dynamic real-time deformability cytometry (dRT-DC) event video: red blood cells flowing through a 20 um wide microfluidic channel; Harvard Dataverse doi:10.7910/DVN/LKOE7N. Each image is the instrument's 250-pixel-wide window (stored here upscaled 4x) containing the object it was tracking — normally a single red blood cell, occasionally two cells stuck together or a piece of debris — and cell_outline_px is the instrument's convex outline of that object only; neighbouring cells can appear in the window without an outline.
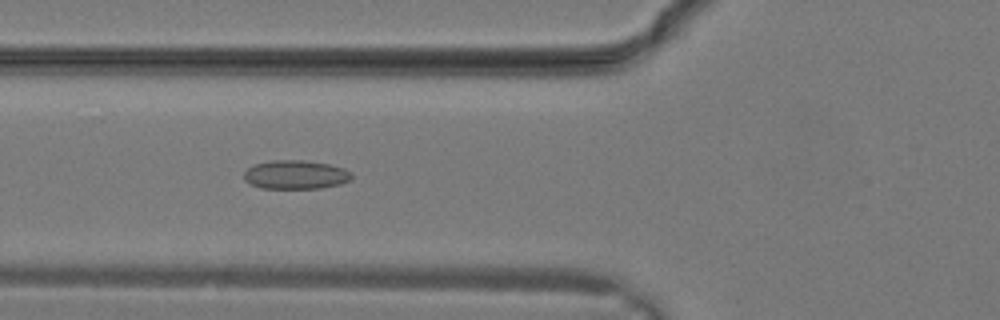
{"species": "common noctule bat (a hibernating species)", "species_latin": "Nyctalus noctula", "temperature_condition": "warm", "stored_images_in_passage": 31, "segment_of_instrument_passage": [1, 2], "camera_frame_rate_fps": 3000, "um_per_image_px": 0.085, "animal": {"sex": "male", "body_mass_g": 19.2, "forearm_length_mm": 51.8}, "frame": {"image": 1, "passage_image": 11, "time_ms": 3.333, "image_size_px": [1000, 320], "cell_outline_px": [[352, 176], [348, 180], [340, 184], [320, 188], [260, 188], [244, 180], [244, 172], [252, 164], [272, 160], [304, 160], [328, 164], [344, 168], [352, 172]], "centroid_in_image_um": [25.11, 14.84], "position_along_channel_um": 100.7, "area_um2": 18.09}}
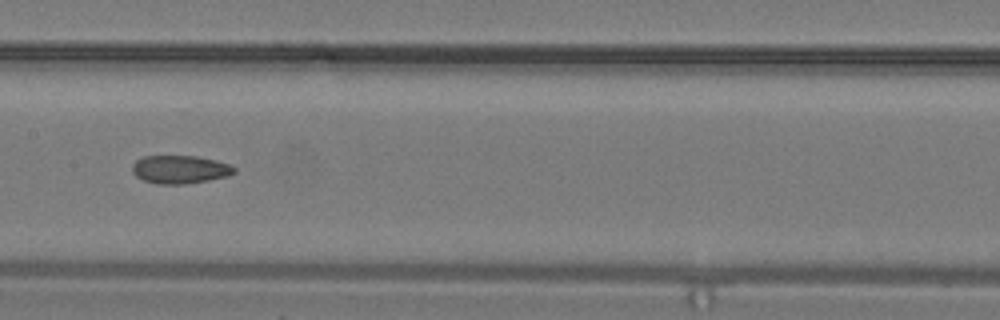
{"frame": {"image": 2, "passage_image": 15, "time_ms": 4.667, "image_size_px": [1000, 320], "cell_outline_px": [[236, 172], [228, 176], [208, 180], [184, 184], [156, 184], [144, 180], [136, 176], [132, 172], [132, 164], [136, 160], [144, 156], [196, 156], [216, 160], [228, 164], [236, 168]], "centroid_in_image_um": [15.29, 14.4], "position_along_channel_um": 192.1, "area_um2": 16.76}}
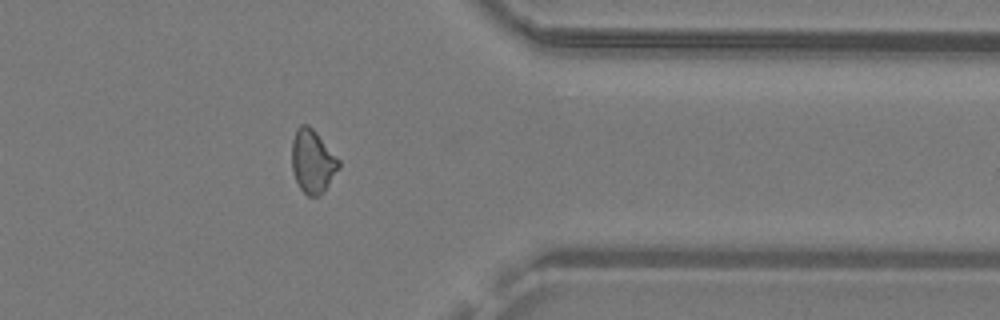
{"frame": {"image": 3, "passage_image": 24, "time_ms": 7.667, "image_size_px": [1000, 320], "cell_outline_px": [[340, 168], [320, 196], [308, 196], [300, 188], [292, 172], [292, 140], [296, 128], [300, 124], [308, 124], [316, 132], [340, 160]], "centroid_in_image_um": [26.57, 13.7], "position_along_channel_um": 384.8, "area_um2": 17.4}}